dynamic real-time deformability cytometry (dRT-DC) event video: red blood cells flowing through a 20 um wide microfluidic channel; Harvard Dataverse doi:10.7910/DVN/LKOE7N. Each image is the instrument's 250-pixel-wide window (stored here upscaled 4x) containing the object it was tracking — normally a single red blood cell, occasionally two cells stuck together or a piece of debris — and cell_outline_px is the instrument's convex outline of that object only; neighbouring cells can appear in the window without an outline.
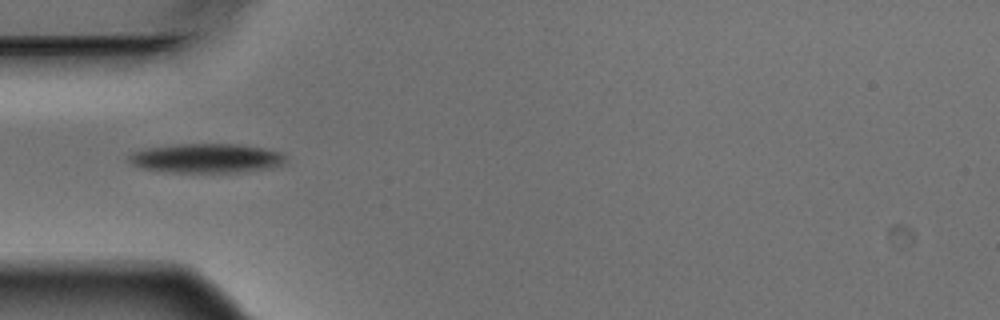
{"species": "Egyptian fruit bat (a non-hibernating species)", "species_latin": "Rousettus aegyptiacus", "temperature_condition": "warm", "stored_images_in_passage": 2, "camera_frame_rate_fps": 3000, "um_per_image_px": 0.085, "animal": {"sex": "male"}, "frame": {"image": 1, "passage_image": 1, "time_ms": 0.0, "image_size_px": [1000, 320], "cell_outline_px": [[288, 160], [284, 164], [272, 168], [244, 172], [168, 172], [140, 168], [132, 164], [128, 160], [128, 156], [132, 152], [148, 148], [176, 144], [240, 144], [264, 148], [284, 152], [288, 156]], "centroid_in_image_um": [17.63, 13.45], "position_along_channel_um": 67.4, "area_um2": 27.22}}
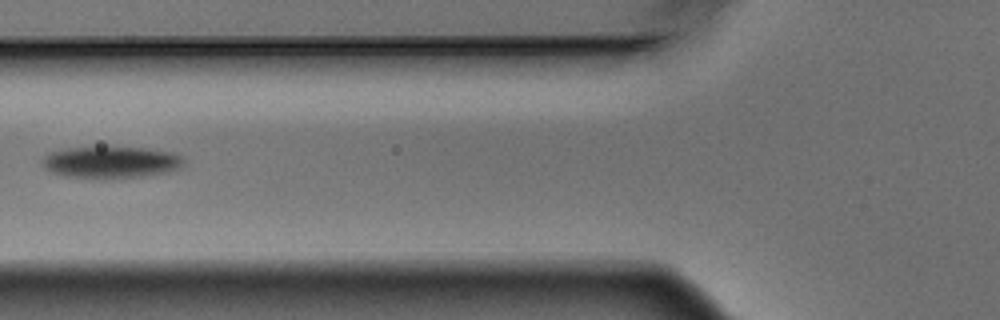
{"frame": {"image": 2, "passage_image": 2, "time_ms": 0.333, "image_size_px": [1000, 320], "cell_outline_px": [[184, 164], [180, 168], [168, 172], [144, 176], [104, 180], [100, 180], [64, 176], [52, 172], [44, 168], [40, 164], [40, 160], [44, 156], [52, 152], [68, 148], [148, 148], [172, 152], [180, 156], [184, 160]], "centroid_in_image_um": [9.41, 13.83], "position_along_channel_um": 116.4, "area_um2": 26.53}}